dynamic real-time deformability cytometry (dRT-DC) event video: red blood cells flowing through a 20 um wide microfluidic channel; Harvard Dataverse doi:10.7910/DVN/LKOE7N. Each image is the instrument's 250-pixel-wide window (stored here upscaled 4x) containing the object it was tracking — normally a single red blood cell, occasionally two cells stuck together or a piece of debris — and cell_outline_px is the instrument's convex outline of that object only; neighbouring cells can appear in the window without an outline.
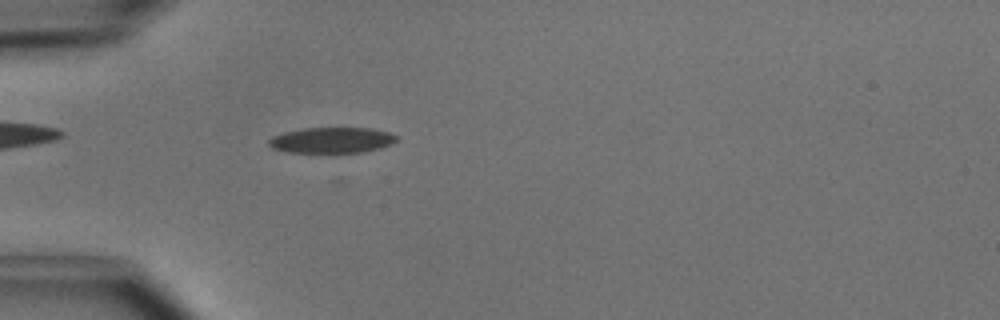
{"species": "common noctule bat (a hibernating species)", "species_latin": "Nyctalus noctula", "temperature_condition": "cold", "stored_images_in_passage": 50, "camera_frame_rate_fps": 3000, "um_per_image_px": 0.085, "animal": {"sex": "male", "body_mass_g": 15.6}, "frame": {"image": 1, "passage_image": 15, "time_ms": 4.667, "image_size_px": [1000, 320], "cell_outline_px": [[400, 136], [392, 144], [380, 148], [360, 152], [288, 152], [272, 148], [268, 144], [268, 140], [272, 136], [284, 132], [304, 128], [372, 128], [388, 132]], "centroid_in_image_um": [28.21, 11.9], "position_along_channel_um": 56.8, "area_um2": 19.13}}
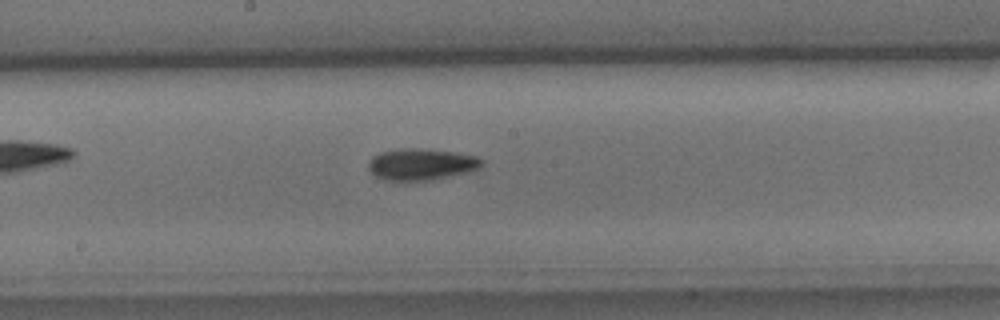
{"frame": {"image": 2, "passage_image": 27, "time_ms": 8.667, "image_size_px": [1000, 320], "cell_outline_px": [[484, 164], [480, 168], [468, 172], [432, 180], [384, 180], [376, 176], [368, 168], [368, 160], [372, 156], [380, 152], [400, 148], [420, 148], [456, 152], [476, 156], [484, 160]], "centroid_in_image_um": [35.82, 13.95], "position_along_channel_um": 212.4, "area_um2": 21.04}}
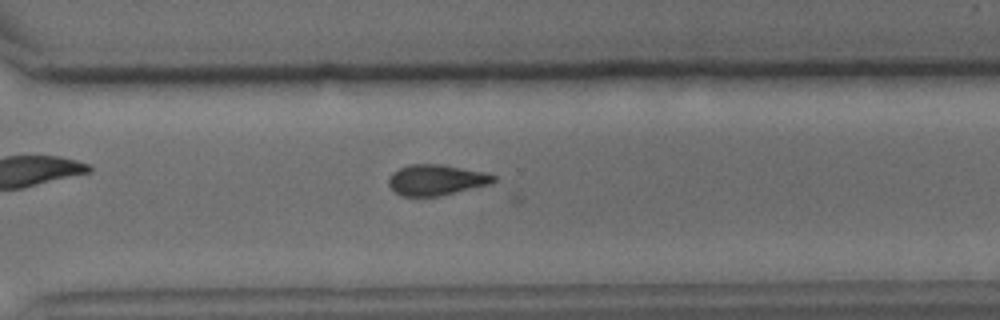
{"frame": {"image": 3, "passage_image": 36, "time_ms": 11.667, "image_size_px": [1000, 320], "cell_outline_px": [[496, 180], [492, 184], [440, 196], [400, 196], [392, 192], [388, 184], [388, 180], [392, 172], [408, 164], [440, 164], [484, 172], [496, 176]], "centroid_in_image_um": [37.06, 15.3], "position_along_channel_um": 333.5, "area_um2": 19.02}}